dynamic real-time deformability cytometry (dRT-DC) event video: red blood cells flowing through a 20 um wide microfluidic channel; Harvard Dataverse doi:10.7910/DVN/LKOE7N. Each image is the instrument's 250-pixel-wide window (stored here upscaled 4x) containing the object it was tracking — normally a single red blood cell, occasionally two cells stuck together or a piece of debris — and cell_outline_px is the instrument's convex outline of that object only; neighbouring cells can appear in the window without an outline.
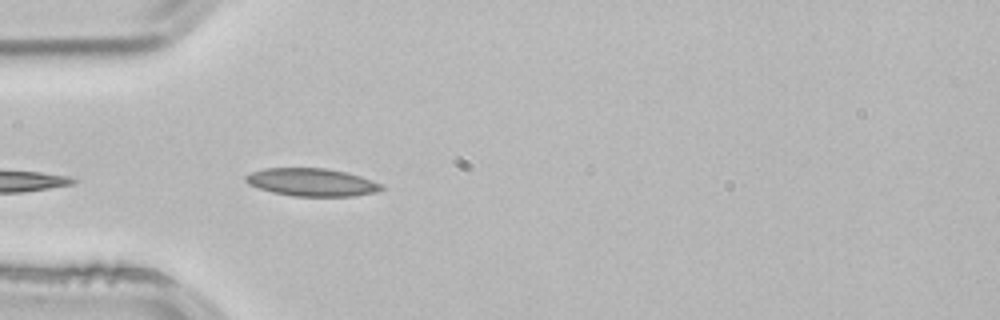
{"species": "common noctule bat (a hibernating species)", "species_latin": "Nyctalus noctula", "temperature_condition": "room temperature", "stored_images_in_passage": 2, "camera_frame_rate_fps": 3000, "um_per_image_px": 0.085, "animal": {"sex": "male", "body_mass_g": 21.5, "forearm_length_mm": 52.0}, "frame": {"image": 1, "passage_image": 2, "time_ms": 0.333, "image_size_px": [1000, 320], "cell_outline_px": [[384, 188], [376, 192], [352, 196], [292, 196], [272, 192], [248, 184], [244, 180], [244, 176], [252, 172], [264, 168], [324, 168], [344, 172], [360, 176], [380, 184]], "centroid_in_image_um": [26.45, 15.49], "position_along_channel_um": 58.5, "area_um2": 21.79}}